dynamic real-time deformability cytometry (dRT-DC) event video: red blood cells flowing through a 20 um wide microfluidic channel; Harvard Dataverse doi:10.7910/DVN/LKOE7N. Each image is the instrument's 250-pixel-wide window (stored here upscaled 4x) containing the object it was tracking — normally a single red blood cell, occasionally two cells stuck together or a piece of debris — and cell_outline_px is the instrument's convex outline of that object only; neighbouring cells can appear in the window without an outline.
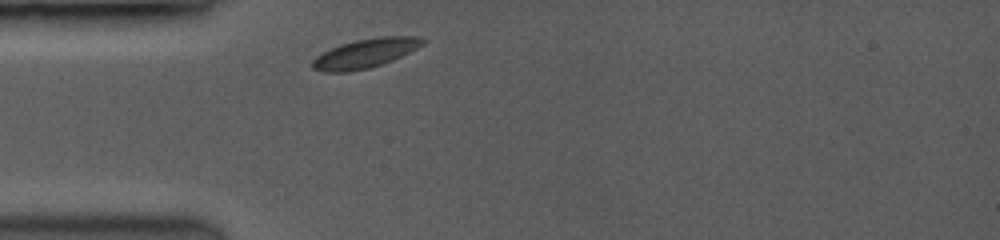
{"species": "common noctule bat (a hibernating species)", "species_latin": "Nyctalus noctula", "temperature_condition": "room temperature", "stored_images_in_passage": 7, "camera_frame_rate_fps": 3500, "um_per_image_px": 0.085, "animal": {"sex": "female", "body_mass_g": 19.0, "forearm_length_mm": 53.3}, "frame": {"image": 1, "passage_image": 1, "time_ms": 0.0, "image_size_px": [1000, 240], "cell_outline_px": [[428, 40], [424, 44], [392, 60], [368, 68], [348, 72], [324, 72], [312, 68], [312, 60], [316, 56], [340, 44], [356, 40], [376, 36], [424, 36]], "centroid_in_image_um": [31.08, 4.51], "position_along_channel_um": 53.9, "area_um2": 18.73}}